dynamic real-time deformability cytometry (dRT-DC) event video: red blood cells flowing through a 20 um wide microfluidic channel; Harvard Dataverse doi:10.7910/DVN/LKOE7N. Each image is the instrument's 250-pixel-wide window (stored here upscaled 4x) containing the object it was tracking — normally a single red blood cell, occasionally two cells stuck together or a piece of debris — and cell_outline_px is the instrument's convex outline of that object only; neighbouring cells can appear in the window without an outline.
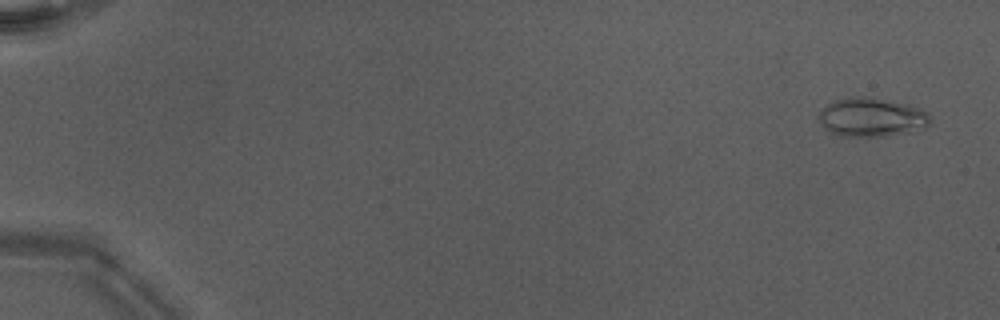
{"species": "Egyptian fruit bat (a non-hibernating species)", "species_latin": "Rousettus aegyptiacus", "temperature_condition": "warm", "stored_images_in_passage": 51, "camera_frame_rate_fps": 3000, "um_per_image_px": 0.085, "animal": {"sex": "male"}, "frame": {"image": 1, "passage_image": 3, "time_ms": 0.667, "image_size_px": [1000, 320], "cell_outline_px": [[928, 124], [924, 128], [884, 136], [840, 136], [828, 132], [820, 124], [820, 112], [828, 104], [836, 100], [856, 96], [860, 96], [908, 104], [920, 108], [928, 112]], "centroid_in_image_um": [74.05, 9.97], "position_along_channel_um": 10.9, "area_um2": 24.74}}
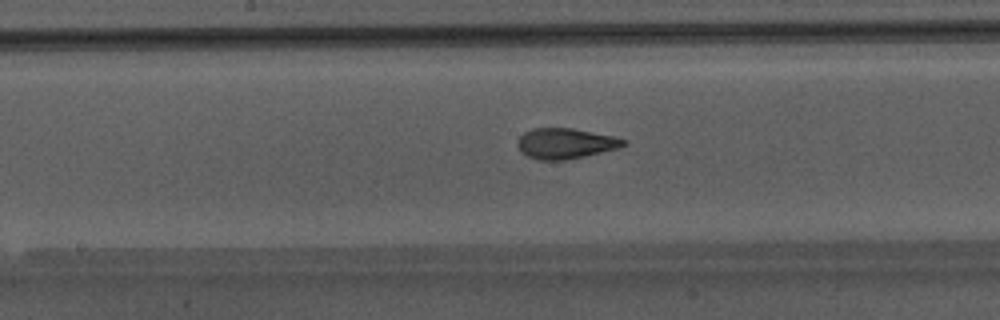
{"frame": {"image": 2, "passage_image": 29, "time_ms": 9.333, "image_size_px": [1000, 320], "cell_outline_px": [[628, 144], [620, 148], [584, 156], [560, 160], [540, 160], [528, 156], [520, 152], [516, 144], [520, 136], [524, 132], [532, 128], [572, 128], [612, 136], [628, 140]], "centroid_in_image_um": [48.06, 12.19], "position_along_channel_um": 200.1, "area_um2": 18.84}}
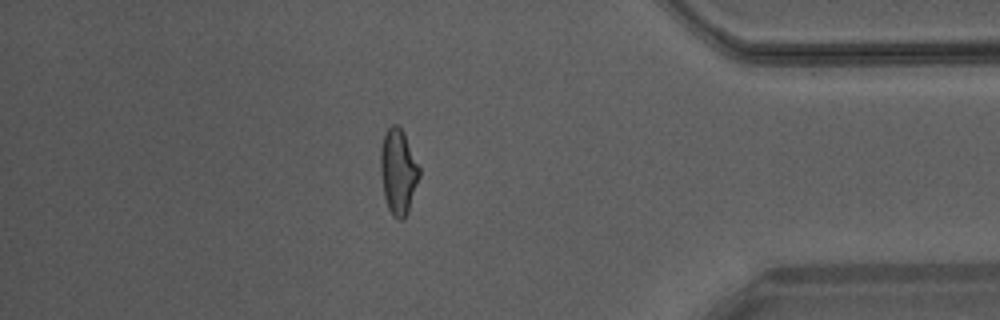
{"frame": {"image": 3, "passage_image": 45, "time_ms": 14.667, "image_size_px": [1000, 320], "cell_outline_px": [[420, 176], [408, 212], [404, 220], [400, 220], [392, 216], [388, 208], [384, 196], [380, 168], [380, 148], [384, 136], [388, 128], [392, 124], [396, 124], [404, 132], [420, 168]], "centroid_in_image_um": [33.85, 14.6], "position_along_channel_um": 401.3, "area_um2": 19.36}, "authors_computed_cell_mechanics": {"area_um2": 18.9584, "velocity_mm_per_s": 4.2807, "shape_relaxation_time_tau1_ms": 3.8695, "shape_relaxation_time_tau2_ms": 0.8941, "deformation_change_tau1": 0.2031, "deformation_change_tau2": 0.077}}